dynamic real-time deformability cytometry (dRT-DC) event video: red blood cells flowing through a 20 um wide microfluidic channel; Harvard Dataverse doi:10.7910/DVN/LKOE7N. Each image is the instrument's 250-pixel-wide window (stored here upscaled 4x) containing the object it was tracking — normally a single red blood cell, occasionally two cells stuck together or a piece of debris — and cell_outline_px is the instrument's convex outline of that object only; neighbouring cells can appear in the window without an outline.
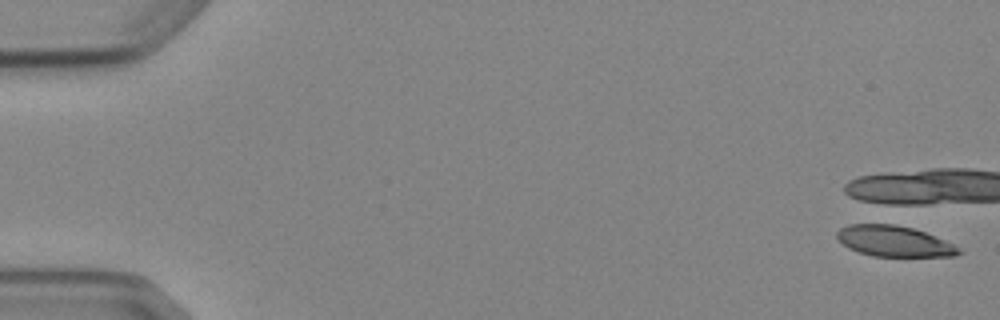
{"species": "Egyptian fruit bat (a non-hibernating species)", "species_latin": "Rousettus aegyptiacus", "temperature_condition": "cold", "stored_images_in_passage": 6, "camera_frame_rate_fps": 3000, "um_per_image_px": 0.085, "animal": {"sex": "female"}, "frame": {"image": 1, "passage_image": 1, "time_ms": 0.0, "image_size_px": [1000, 320], "cell_outline_px": [[964, 252], [956, 256], [872, 256], [848, 248], [836, 236], [836, 232], [840, 228], [848, 224], [884, 220], [888, 220], [924, 232], [944, 240], [952, 244]], "centroid_in_image_um": [75.94, 20.44], "position_along_channel_um": 9.1, "area_um2": 22.54}}
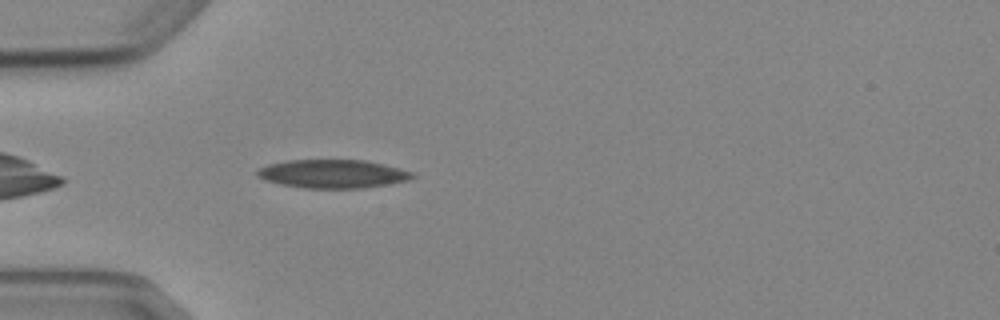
{"frame": {"image": 2, "passage_image": 6, "time_ms": 6.0, "image_size_px": [1000, 320], "cell_outline_px": [[416, 176], [408, 180], [364, 188], [304, 188], [280, 184], [264, 180], [256, 176], [256, 172], [260, 168], [268, 164], [288, 160], [364, 160], [384, 164], [412, 172]], "centroid_in_image_um": [28.25, 14.77], "position_along_channel_um": 56.7, "area_um2": 25.66}}